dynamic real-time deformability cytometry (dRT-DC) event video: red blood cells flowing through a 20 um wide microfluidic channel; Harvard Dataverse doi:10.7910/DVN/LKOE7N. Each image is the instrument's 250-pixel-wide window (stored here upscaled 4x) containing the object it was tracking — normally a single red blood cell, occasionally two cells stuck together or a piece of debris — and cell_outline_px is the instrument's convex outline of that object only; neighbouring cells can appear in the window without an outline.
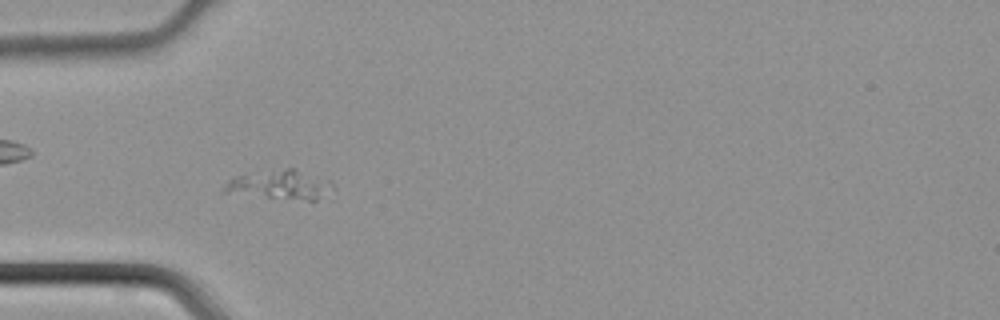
{"species": "common noctule bat (a hibernating species)", "species_latin": "Nyctalus noctula", "temperature_condition": "cold", "stored_images_in_passage": 36, "camera_frame_rate_fps": 3000, "um_per_image_px": 0.085, "animal": {"sex": "male", "body_mass_g": 21.5, "forearm_length_mm": 52.0}, "frame": {"image": 1, "passage_image": 4, "time_ms": 1.0, "image_size_px": [1000, 320], "cell_outline_px": [[336, 188], [332, 200], [308, 200], [220, 192], [228, 180], [232, 176], [284, 168], [296, 168], [332, 180]], "centroid_in_image_um": [24.01, 15.71], "position_along_channel_um": 61.0, "area_um2": 19.25}}
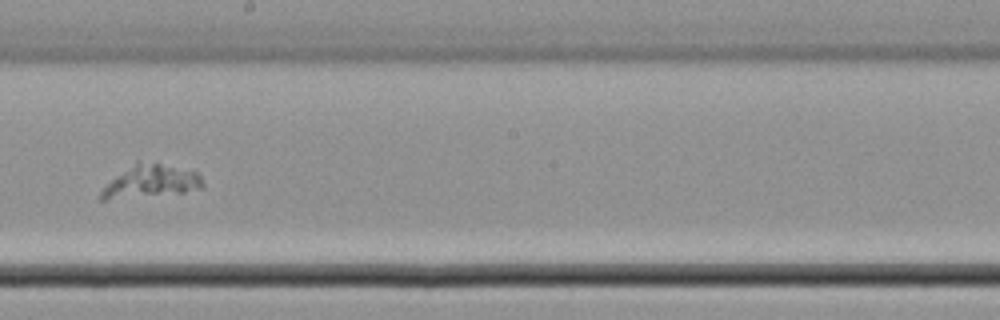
{"frame": {"image": 2, "passage_image": 16, "time_ms": 5.0, "image_size_px": [1000, 320], "cell_outline_px": [[204, 188], [184, 192], [104, 200], [100, 200], [100, 192], [116, 176], [136, 164], [160, 164], [196, 172], [200, 176], [204, 184]], "centroid_in_image_um": [12.85, 15.47], "position_along_channel_um": 235.3, "area_um2": 18.32}}
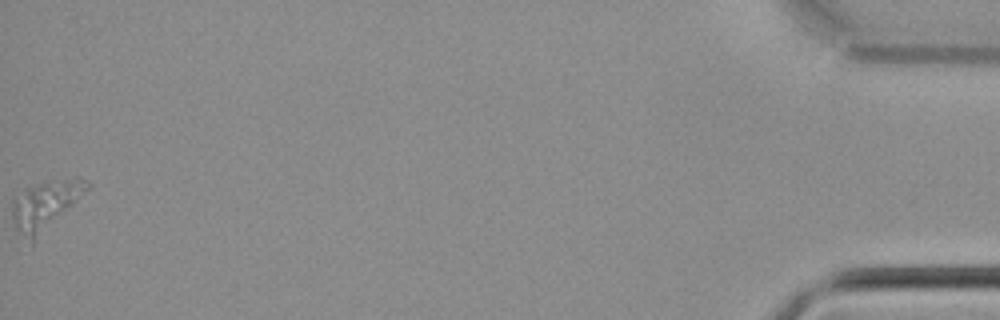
{"frame": {"image": 3, "passage_image": 36, "time_ms": 11.667, "image_size_px": [1000, 320], "cell_outline_px": [[92, 188], [32, 244], [12, 220], [12, 196], [28, 188], [40, 184], [76, 176], [80, 176], [92, 184]], "centroid_in_image_um": [3.94, 17.39], "position_along_channel_um": 431.3, "area_um2": 21.33}}